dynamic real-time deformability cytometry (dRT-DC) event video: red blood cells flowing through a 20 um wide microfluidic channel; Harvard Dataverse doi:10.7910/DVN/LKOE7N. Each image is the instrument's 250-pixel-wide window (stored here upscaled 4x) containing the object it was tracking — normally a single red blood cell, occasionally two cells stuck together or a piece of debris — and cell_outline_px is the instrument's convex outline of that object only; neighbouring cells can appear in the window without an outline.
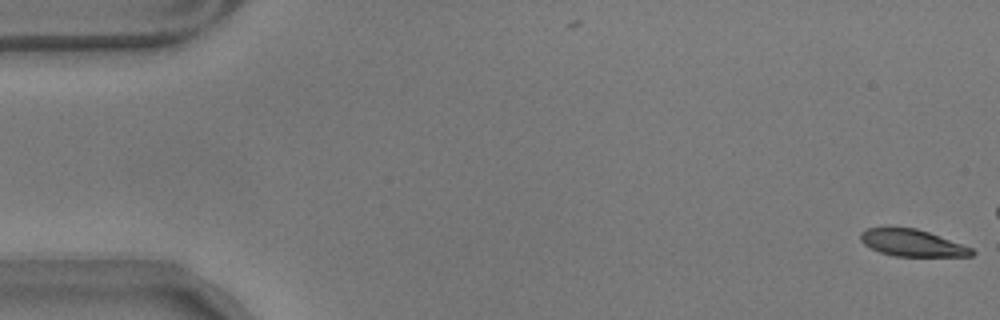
{"species": "common noctule bat (a hibernating species)", "species_latin": "Nyctalus noctula", "temperature_condition": "warm", "stored_images_in_passage": 15, "camera_frame_rate_fps": 3000, "um_per_image_px": 0.085, "animal": {"sex": "male", "body_mass_g": 17.9}, "frame": {"image": 1, "passage_image": 1, "time_ms": 0.0, "image_size_px": [1000, 320], "cell_outline_px": [[976, 252], [972, 256], [896, 256], [880, 252], [864, 244], [860, 240], [860, 232], [868, 228], [916, 228], [928, 232], [972, 248]], "centroid_in_image_um": [77.53, 20.66], "position_along_channel_um": 7.5, "area_um2": 17.11}}